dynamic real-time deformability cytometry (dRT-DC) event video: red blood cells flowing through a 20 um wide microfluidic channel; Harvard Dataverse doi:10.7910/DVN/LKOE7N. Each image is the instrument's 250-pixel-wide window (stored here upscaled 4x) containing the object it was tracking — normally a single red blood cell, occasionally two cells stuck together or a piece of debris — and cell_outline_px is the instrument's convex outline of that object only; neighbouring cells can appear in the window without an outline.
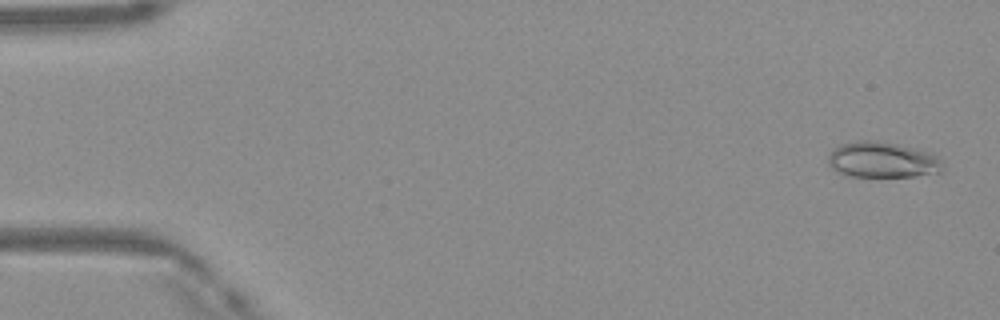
{"species": "Egyptian fruit bat (a non-hibernating species)", "species_latin": "Rousettus aegyptiacus", "temperature_condition": "warm", "stored_images_in_passage": 14, "camera_frame_rate_fps": 3000, "um_per_image_px": 0.085, "frame": {"image": 1, "passage_image": 1, "time_ms": 0.0, "image_size_px": [1000, 320], "cell_outline_px": [[944, 172], [916, 176], [848, 176], [836, 172], [828, 164], [828, 152], [832, 148], [840, 144], [860, 140], [880, 140], [932, 152], [940, 156]], "centroid_in_image_um": [75.01, 13.58], "position_along_channel_um": 10.0, "area_um2": 24.45}}